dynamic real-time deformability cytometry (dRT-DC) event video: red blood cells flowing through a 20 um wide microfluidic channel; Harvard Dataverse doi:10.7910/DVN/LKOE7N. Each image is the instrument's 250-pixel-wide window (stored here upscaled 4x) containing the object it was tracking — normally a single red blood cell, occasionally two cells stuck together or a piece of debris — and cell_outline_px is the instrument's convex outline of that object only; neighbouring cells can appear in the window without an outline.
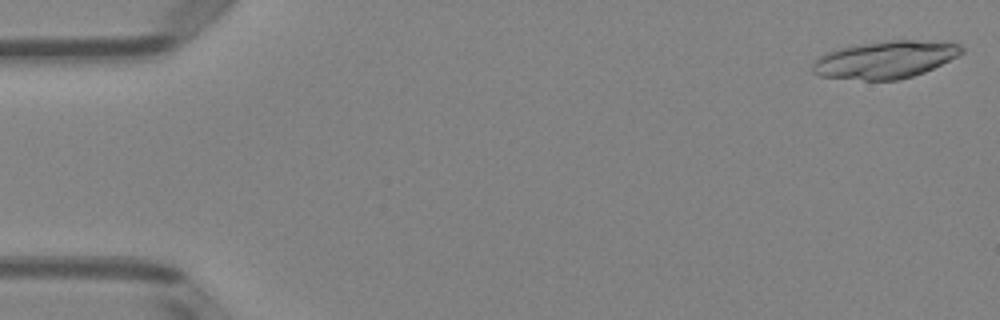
{"species": "Egyptian fruit bat (a non-hibernating species)", "species_latin": "Rousettus aegyptiacus", "temperature_condition": "room temperature", "stored_images_in_passage": 18, "camera_frame_rate_fps": 3000, "um_per_image_px": 0.085, "animal": {"sex": "female"}, "frame": {"image": 1, "passage_image": 1, "time_ms": 0.0, "image_size_px": [1000, 320], "cell_outline_px": [[964, 52], [924, 72], [912, 76], [896, 80], [864, 80], [820, 76], [812, 72], [812, 64], [820, 56], [828, 52], [840, 48], [864, 44], [892, 40], [912, 40], [960, 44], [964, 48]], "centroid_in_image_um": [75.22, 5.08], "position_along_channel_um": 9.8, "area_um2": 31.85}}
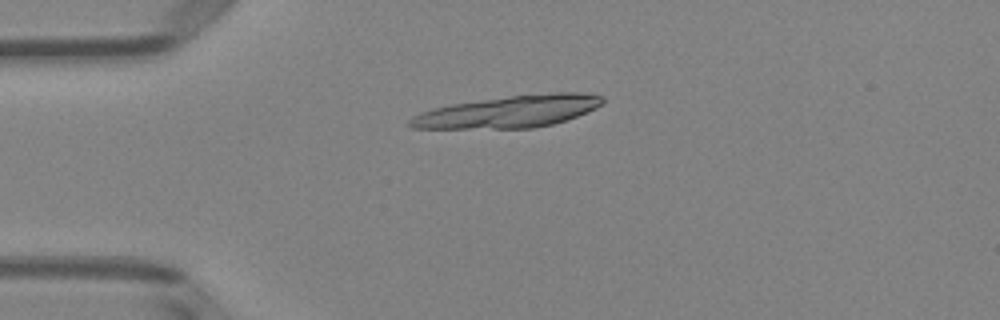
{"frame": {"image": 2, "passage_image": 12, "time_ms": 3.667, "image_size_px": [1000, 320], "cell_outline_px": [[604, 104], [596, 108], [576, 116], [552, 124], [532, 128], [412, 128], [408, 124], [408, 120], [412, 116], [420, 112], [432, 108], [452, 104], [512, 96], [552, 92], [580, 92], [600, 96], [604, 100]], "centroid_in_image_um": [43.24, 9.49], "position_along_channel_um": 41.8, "area_um2": 35.55}}